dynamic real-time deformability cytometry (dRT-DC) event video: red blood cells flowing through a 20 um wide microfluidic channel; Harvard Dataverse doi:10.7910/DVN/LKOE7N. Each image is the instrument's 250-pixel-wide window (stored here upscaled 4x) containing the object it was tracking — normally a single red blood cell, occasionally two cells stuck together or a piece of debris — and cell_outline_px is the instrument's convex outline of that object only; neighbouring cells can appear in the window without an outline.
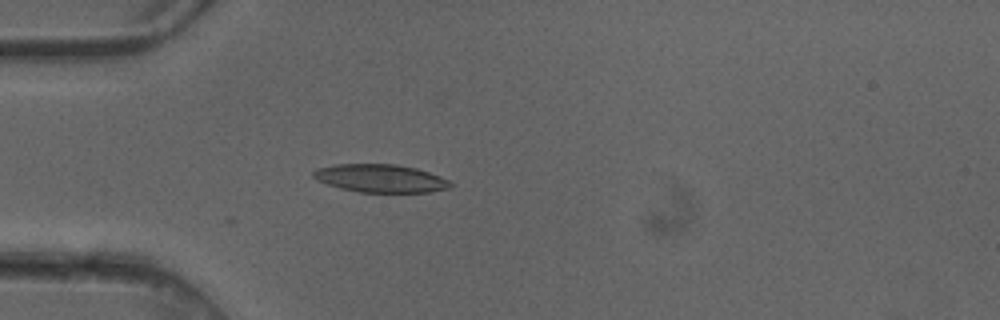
{"species": "common noctule bat (a hibernating species)", "species_latin": "Nyctalus noctula", "temperature_condition": "cold", "stored_images_in_passage": 5, "camera_frame_rate_fps": 3000, "um_per_image_px": 0.085, "animal": {"sex": "female"}, "frame": {"image": 1, "passage_image": 5, "time_ms": 1.333, "image_size_px": [1000, 320], "cell_outline_px": [[452, 188], [432, 192], [360, 192], [340, 188], [316, 180], [312, 176], [312, 172], [316, 168], [332, 164], [396, 164], [416, 168], [440, 176], [448, 180], [452, 184]], "centroid_in_image_um": [32.33, 15.15], "position_along_channel_um": 52.7, "area_um2": 22.54}}